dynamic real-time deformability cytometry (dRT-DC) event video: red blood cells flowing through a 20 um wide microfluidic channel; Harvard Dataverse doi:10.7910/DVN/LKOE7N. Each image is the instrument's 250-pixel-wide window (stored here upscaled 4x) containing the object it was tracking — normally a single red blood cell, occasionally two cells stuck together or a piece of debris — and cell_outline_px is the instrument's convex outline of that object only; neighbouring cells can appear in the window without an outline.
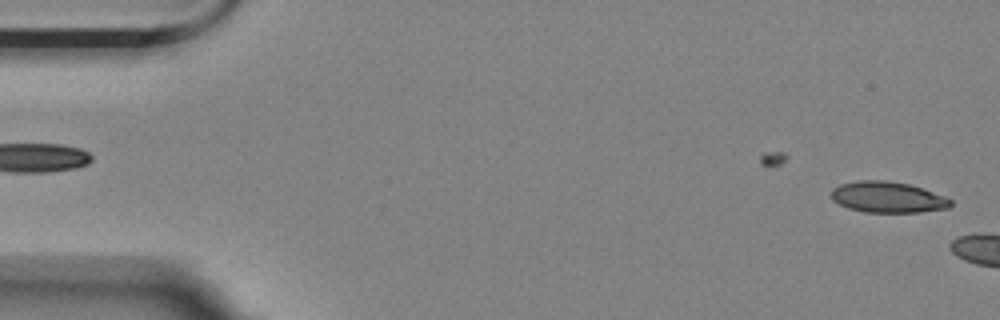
{"species": "Egyptian fruit bat (a non-hibernating species)", "species_latin": "Rousettus aegyptiacus", "temperature_condition": "room temperature", "stored_images_in_passage": 6, "camera_frame_rate_fps": 3000, "um_per_image_px": 0.085, "animal": {"sex": "female"}, "frame": {"image": 1, "passage_image": 1, "time_ms": 0.0, "image_size_px": [1000, 320], "cell_outline_px": [[952, 204], [948, 208], [920, 212], [864, 212], [848, 208], [832, 200], [828, 196], [832, 188], [840, 184], [856, 180], [884, 180], [908, 184], [944, 196], [952, 200]], "centroid_in_image_um": [75.39, 16.76], "position_along_channel_um": 9.6, "area_um2": 21.62}}